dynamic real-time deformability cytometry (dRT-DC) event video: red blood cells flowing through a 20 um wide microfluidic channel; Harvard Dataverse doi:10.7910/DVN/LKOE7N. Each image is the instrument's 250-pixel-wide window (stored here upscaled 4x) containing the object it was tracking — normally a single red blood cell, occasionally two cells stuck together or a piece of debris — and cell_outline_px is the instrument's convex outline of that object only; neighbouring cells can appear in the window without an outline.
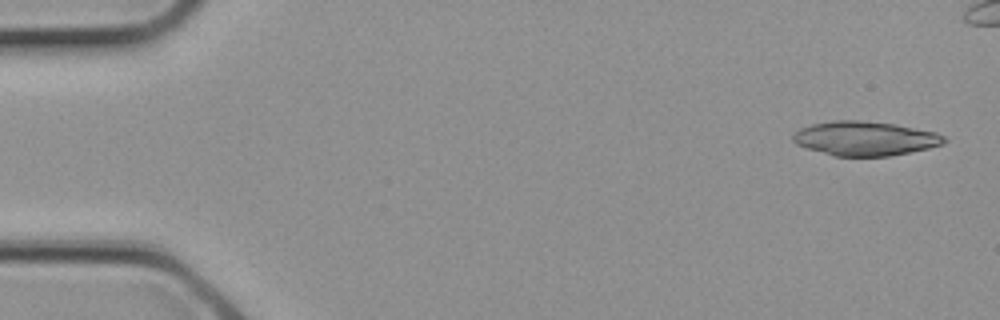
{"species": "common noctule bat (a hibernating species)", "species_latin": "Nyctalus noctula", "temperature_condition": "cold", "stored_images_in_passage": 4, "camera_frame_rate_fps": 3000, "um_per_image_px": 0.085, "animal": {"sex": "female", "body_mass_g": 21.9}, "frame": {"image": 1, "passage_image": 1, "time_ms": 0.0, "image_size_px": [1000, 320], "cell_outline_px": [[948, 140], [944, 144], [928, 148], [888, 156], [832, 156], [796, 144], [792, 140], [792, 136], [800, 128], [812, 124], [832, 120], [860, 120], [896, 124], [936, 132], [944, 136]], "centroid_in_image_um": [73.53, 11.76], "position_along_channel_um": 11.5, "area_um2": 30.23}}